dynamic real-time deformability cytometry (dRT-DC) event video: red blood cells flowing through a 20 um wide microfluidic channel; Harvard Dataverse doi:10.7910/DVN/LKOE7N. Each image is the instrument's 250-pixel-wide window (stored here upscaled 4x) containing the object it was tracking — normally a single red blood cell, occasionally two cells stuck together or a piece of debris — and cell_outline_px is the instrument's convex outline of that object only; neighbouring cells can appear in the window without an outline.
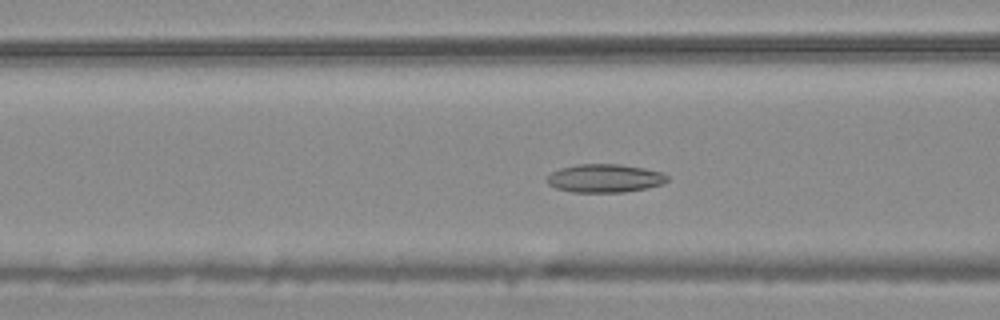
{"species": "common noctule bat (a hibernating species)", "species_latin": "Nyctalus noctula", "temperature_condition": "warm", "stored_images_in_passage": 43, "segment_of_instrument_passage": [1, 2], "camera_frame_rate_fps": 3000, "um_per_image_px": 0.085, "animal": {"sex": "male", "body_mass_g": 20.4}, "frame": {"image": 1, "passage_image": 13, "time_ms": 4.0, "image_size_px": [1000, 320], "cell_outline_px": [[668, 180], [664, 184], [648, 188], [624, 192], [572, 192], [556, 188], [548, 184], [548, 176], [552, 172], [560, 168], [576, 164], [620, 164], [644, 168], [664, 172], [668, 176]], "centroid_in_image_um": [51.45, 15.15], "position_along_channel_um": 115.1, "area_um2": 20.0}}
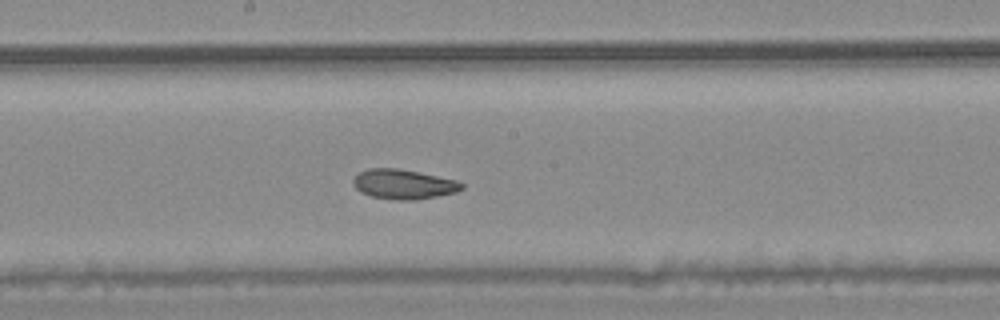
{"frame": {"image": 2, "passage_image": 21, "time_ms": 6.667, "image_size_px": [1000, 320], "cell_outline_px": [[464, 188], [456, 192], [416, 200], [396, 200], [372, 196], [360, 192], [352, 184], [352, 180], [360, 172], [368, 168], [396, 168], [456, 180], [464, 184]], "centroid_in_image_um": [34.28, 15.66], "position_along_channel_um": 213.9, "area_um2": 18.61}}
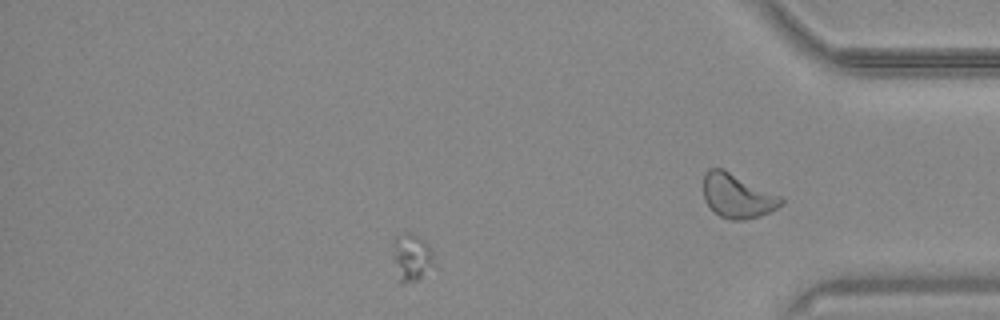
{"frame": {"image": 3, "passage_image": 34, "time_ms": 11.0, "image_size_px": [1000, 320], "cell_outline_px": [[432, 264], [416, 280], [400, 284], [392, 260], [392, 256], [396, 236], [404, 232], [412, 232], [420, 236], [428, 244], [432, 252]], "centroid_in_image_um": [34.92, 21.83], "position_along_channel_um": 400.3, "area_um2": 11.16}}